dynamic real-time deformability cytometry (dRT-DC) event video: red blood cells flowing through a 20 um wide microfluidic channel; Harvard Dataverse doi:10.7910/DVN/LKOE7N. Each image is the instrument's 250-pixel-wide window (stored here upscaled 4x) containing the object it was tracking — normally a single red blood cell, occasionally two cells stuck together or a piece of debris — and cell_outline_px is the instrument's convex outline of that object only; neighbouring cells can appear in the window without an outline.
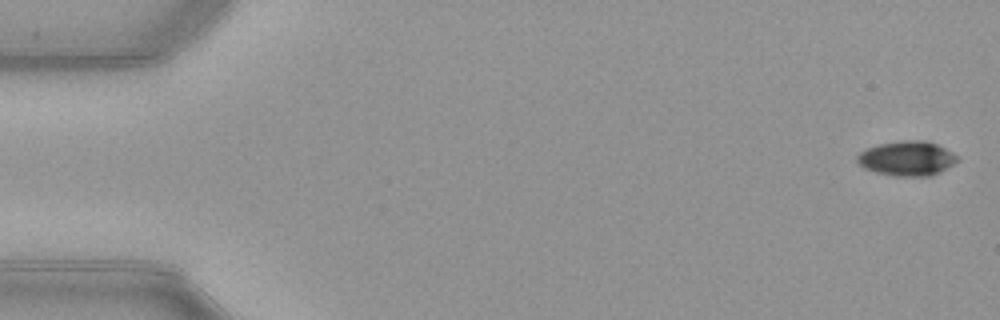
{"species": "common noctule bat (a hibernating species)", "species_latin": "Nyctalus noctula", "temperature_condition": "warm", "stored_images_in_passage": 50, "camera_frame_rate_fps": 3000, "um_per_image_px": 0.085, "animal": {"sex": "female", "body_mass_g": 21.9}, "frame": {"image": 1, "passage_image": 2, "time_ms": 0.333, "image_size_px": [1000, 320], "cell_outline_px": [[960, 160], [940, 172], [932, 176], [896, 176], [876, 172], [864, 168], [856, 160], [856, 156], [860, 152], [868, 148], [880, 144], [900, 140], [924, 140], [936, 144], [952, 152]], "centroid_in_image_um": [77.1, 13.47], "position_along_channel_um": 7.9, "area_um2": 20.17}}
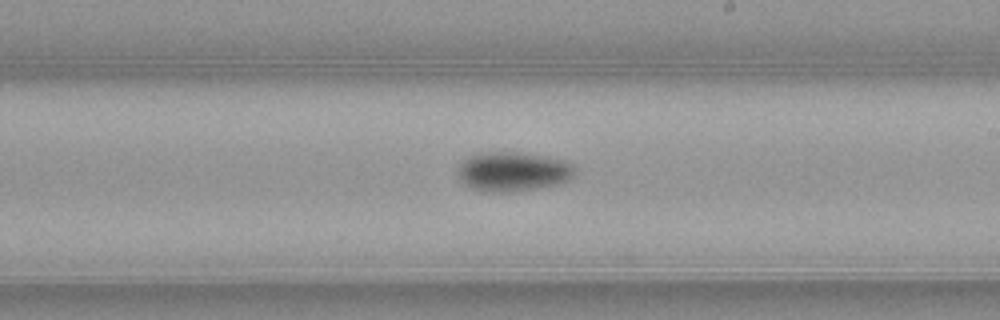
{"frame": {"image": 2, "passage_image": 31, "time_ms": 10.0, "image_size_px": [1000, 320], "cell_outline_px": [[576, 168], [572, 176], [568, 180], [556, 184], [512, 192], [488, 192], [472, 188], [464, 184], [460, 180], [456, 172], [460, 164], [468, 156], [476, 152], [516, 152], [544, 156], [564, 160], [572, 164]], "centroid_in_image_um": [43.55, 14.57], "position_along_channel_um": 245.5, "area_um2": 26.93}}
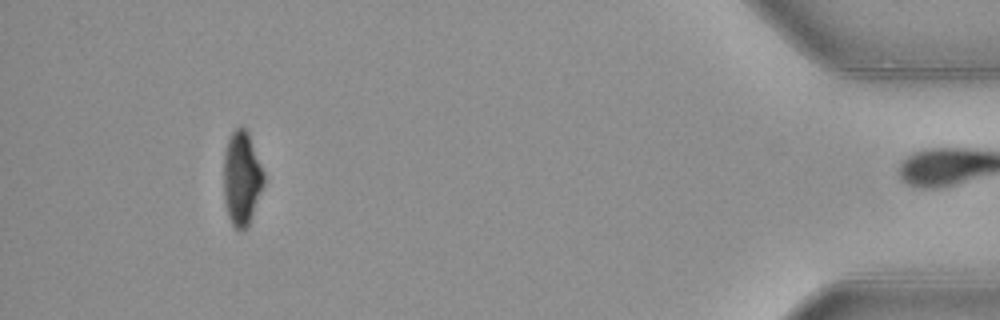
{"frame": {"image": 3, "passage_image": 49, "time_ms": 16.0, "image_size_px": [1000, 320], "cell_outline_px": [[264, 184], [248, 224], [240, 232], [232, 224], [228, 216], [224, 204], [224, 152], [228, 140], [232, 132], [240, 124], [248, 132], [264, 172]], "centroid_in_image_um": [20.53, 15.13], "position_along_channel_um": 414.7, "area_um2": 21.85}, "authors_computed_cell_mechanics": {"area_um2": 24.3627, "velocity_mm_per_s": 3.9896, "shape_relaxation_time_tau1_ms": 2.9084, "shape_relaxation_time_tau2_ms": null, "deformation_change_tau1": 0.133, "deformation_change_tau2": null}}